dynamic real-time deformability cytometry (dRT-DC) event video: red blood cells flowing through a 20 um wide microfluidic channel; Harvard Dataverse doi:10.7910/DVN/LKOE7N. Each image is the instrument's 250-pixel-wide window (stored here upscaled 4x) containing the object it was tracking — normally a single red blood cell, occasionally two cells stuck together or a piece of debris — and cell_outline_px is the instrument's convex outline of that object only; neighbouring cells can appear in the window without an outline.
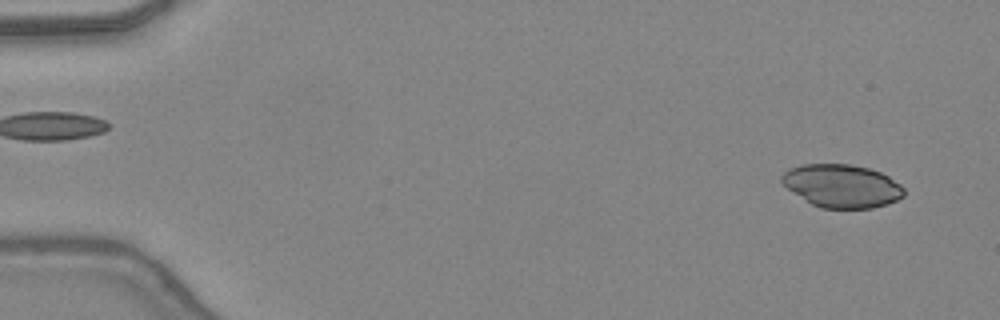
{"species": "common noctule bat (a hibernating species)", "species_latin": "Nyctalus noctula", "temperature_condition": "warm", "stored_images_in_passage": 15, "camera_frame_rate_fps": 3000, "um_per_image_px": 0.085, "animal": {"sex": "female", "body_mass_g": 24.6, "forearm_length_mm": 56.2}, "frame": {"image": 1, "passage_image": 4, "time_ms": 1.0, "image_size_px": [1000, 320], "cell_outline_px": [[904, 196], [888, 204], [872, 208], [820, 208], [812, 204], [788, 188], [780, 180], [780, 176], [788, 168], [800, 164], [848, 164], [868, 168], [880, 172], [888, 176], [900, 184], [904, 188]], "centroid_in_image_um": [71.55, 15.8], "position_along_channel_um": 13.4, "area_um2": 30.63}}